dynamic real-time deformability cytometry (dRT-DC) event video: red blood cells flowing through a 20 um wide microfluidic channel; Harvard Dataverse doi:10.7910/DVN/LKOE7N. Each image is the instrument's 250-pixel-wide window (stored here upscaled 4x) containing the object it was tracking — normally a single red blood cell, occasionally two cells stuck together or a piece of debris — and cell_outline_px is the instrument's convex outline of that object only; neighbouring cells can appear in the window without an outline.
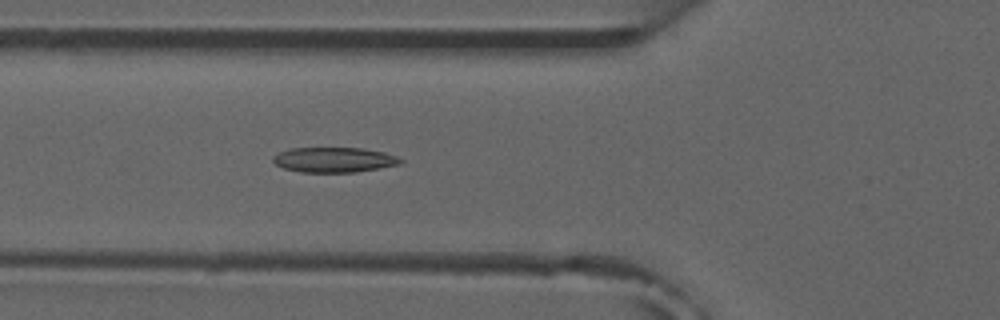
{"species": "common noctule bat (a hibernating species)", "species_latin": "Nyctalus noctula", "temperature_condition": "room temperature", "stored_images_in_passage": 4, "camera_frame_rate_fps": 3000, "um_per_image_px": 0.085, "animal": {"sex": "male", "forearm_length_mm": 52.5}, "frame": {"image": 1, "passage_image": 4, "time_ms": 4.333, "image_size_px": [1000, 320], "cell_outline_px": [[404, 160], [400, 164], [356, 172], [300, 172], [284, 168], [276, 164], [272, 160], [272, 156], [280, 152], [292, 148], [364, 148], [384, 152], [396, 156]], "centroid_in_image_um": [28.4, 13.58], "position_along_channel_um": 97.4, "area_um2": 18.55}}